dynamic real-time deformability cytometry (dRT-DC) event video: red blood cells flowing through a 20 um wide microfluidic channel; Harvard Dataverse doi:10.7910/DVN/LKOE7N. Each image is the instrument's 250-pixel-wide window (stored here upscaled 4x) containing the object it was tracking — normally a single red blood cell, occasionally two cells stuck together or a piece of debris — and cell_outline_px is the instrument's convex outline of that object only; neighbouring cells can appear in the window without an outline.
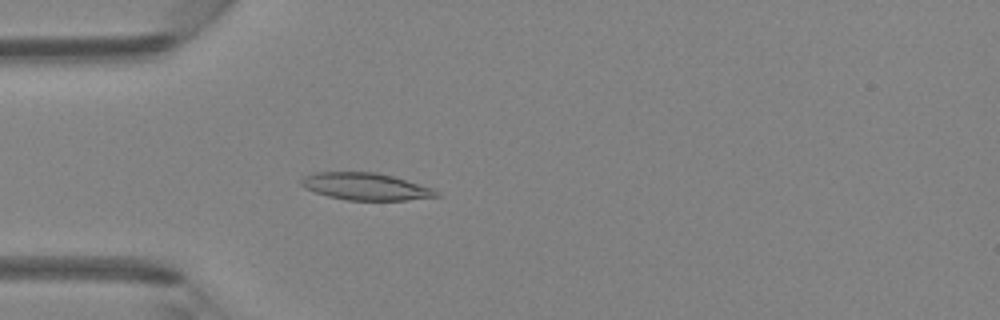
{"species": "Egyptian fruit bat (a non-hibernating species)", "species_latin": "Rousettus aegyptiacus", "temperature_condition": "room temperature", "stored_images_in_passage": 3, "camera_frame_rate_fps": 3000, "um_per_image_px": 0.085, "animal": {"sex": "female"}, "frame": {"image": 1, "passage_image": 3, "time_ms": 2.333, "image_size_px": [1000, 320], "cell_outline_px": [[440, 196], [404, 200], [348, 200], [328, 196], [304, 188], [300, 184], [300, 180], [304, 176], [316, 172], [376, 172], [392, 176], [432, 188], [440, 192]], "centroid_in_image_um": [31.06, 15.85], "position_along_channel_um": 53.9, "area_um2": 21.21}}